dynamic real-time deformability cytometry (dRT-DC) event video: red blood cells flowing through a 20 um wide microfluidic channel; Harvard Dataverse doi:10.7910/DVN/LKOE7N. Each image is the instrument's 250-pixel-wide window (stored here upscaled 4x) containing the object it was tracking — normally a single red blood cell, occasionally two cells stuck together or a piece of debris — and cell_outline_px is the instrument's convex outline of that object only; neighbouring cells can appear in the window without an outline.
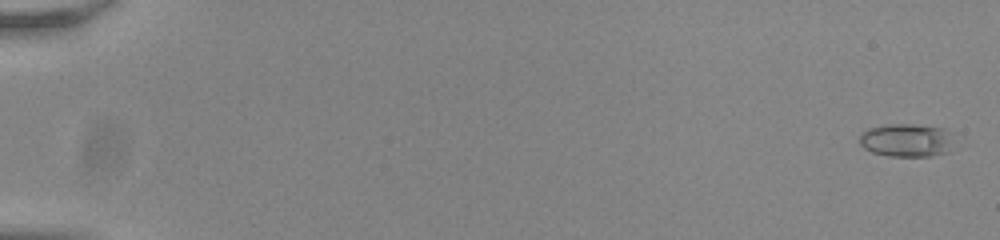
{"species": "common noctule bat (a hibernating species)", "species_latin": "Nyctalus noctula", "temperature_condition": "room temperature", "stored_images_in_passage": 56, "camera_frame_rate_fps": 3000, "um_per_image_px": 0.085, "animal": {"sex": "male", "body_mass_g": 20.0, "forearm_length_mm": 53.3}, "frame": {"image": 1, "passage_image": 2, "time_ms": 0.333, "image_size_px": [1000, 240], "cell_outline_px": [[948, 152], [932, 156], [888, 156], [872, 152], [864, 148], [860, 144], [860, 136], [868, 128], [888, 124], [912, 124], [944, 128], [948, 132]], "centroid_in_image_um": [76.98, 11.92], "position_along_channel_um": 8.0, "area_um2": 17.86}}
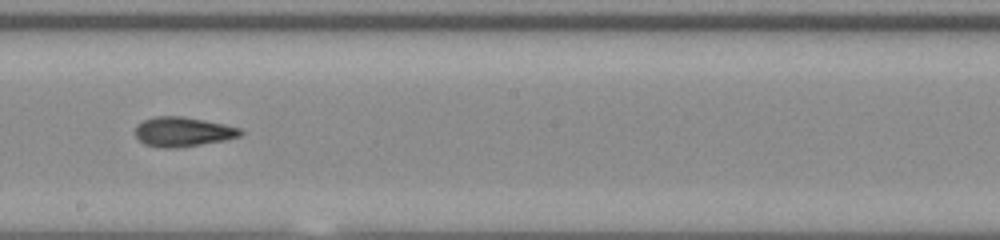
{"frame": {"image": 2, "passage_image": 34, "time_ms": 11.0, "image_size_px": [1000, 240], "cell_outline_px": [[244, 132], [240, 136], [224, 140], [176, 148], [164, 148], [144, 144], [136, 136], [136, 124], [144, 120], [156, 116], [184, 116], [224, 124], [240, 128]], "centroid_in_image_um": [15.54, 11.19], "position_along_channel_um": 232.7, "area_um2": 18.03}}
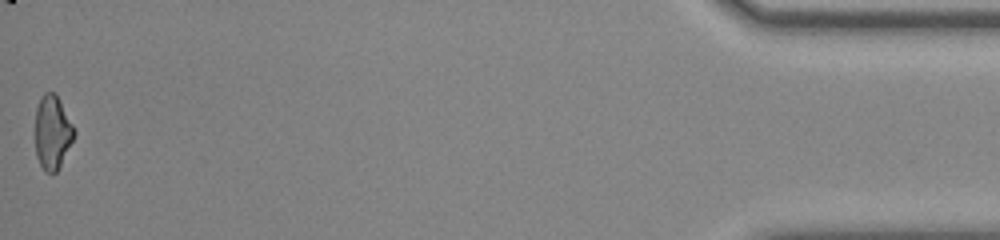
{"frame": {"image": 3, "passage_image": 56, "time_ms": 18.333, "image_size_px": [1000, 240], "cell_outline_px": [[76, 132], [56, 172], [52, 176], [44, 172], [36, 156], [36, 108], [40, 96], [44, 92], [56, 92]], "centroid_in_image_um": [4.44, 11.24], "position_along_channel_um": 430.8, "area_um2": 16.7}, "authors_computed_cell_mechanics": {"area_um2": 18.0336, "velocity_mm_per_s": 3.8496, "shape_relaxation_time_tau1_ms": 9.3, "shape_relaxation_time_tau2_ms": 3.6429, "deformation_change_tau1": 0.1833, "deformation_change_tau2": 0.0959}}